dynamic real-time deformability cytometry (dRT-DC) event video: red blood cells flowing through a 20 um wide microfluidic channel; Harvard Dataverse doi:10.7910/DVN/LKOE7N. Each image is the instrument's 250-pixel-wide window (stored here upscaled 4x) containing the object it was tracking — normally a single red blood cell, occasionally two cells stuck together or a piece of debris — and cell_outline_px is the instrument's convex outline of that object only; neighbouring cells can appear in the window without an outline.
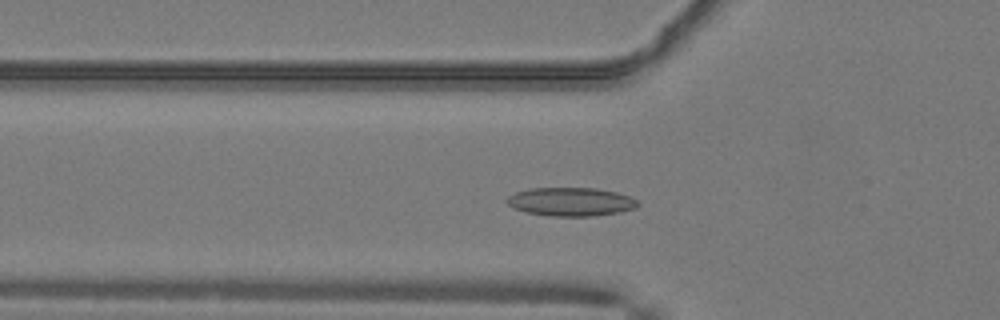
{"species": "common noctule bat (a hibernating species)", "species_latin": "Nyctalus noctula", "temperature_condition": "warm", "stored_images_in_passage": 43, "camera_frame_rate_fps": 3000, "um_per_image_px": 0.085, "animal": {"sex": "male", "body_mass_g": 19.2, "forearm_length_mm": 51.8}, "frame": {"image": 1, "passage_image": 9, "time_ms": 2.667, "image_size_px": [1000, 320], "cell_outline_px": [[640, 204], [636, 208], [620, 212], [592, 216], [548, 216], [524, 212], [512, 208], [504, 200], [508, 196], [516, 192], [528, 188], [596, 188], [616, 192], [628, 196], [636, 200]], "centroid_in_image_um": [48.48, 17.15], "position_along_channel_um": 77.3, "area_um2": 21.96}}
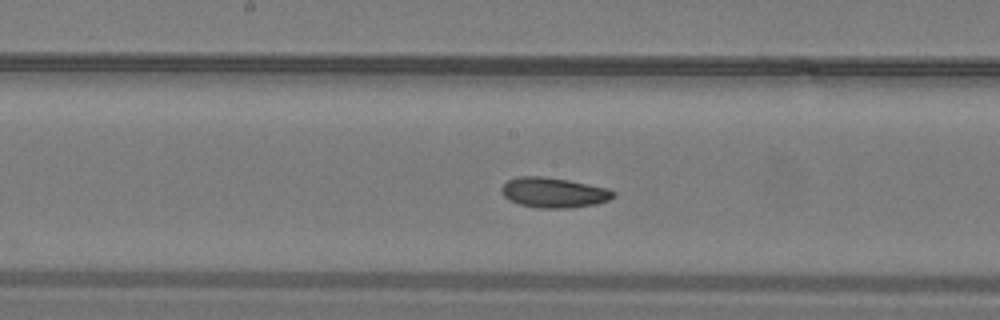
{"frame": {"image": 2, "passage_image": 18, "time_ms": 5.667, "image_size_px": [1000, 320], "cell_outline_px": [[616, 196], [608, 200], [596, 204], [568, 208], [540, 208], [520, 204], [508, 200], [500, 192], [500, 188], [508, 180], [520, 176], [544, 176], [568, 180], [608, 188], [616, 192]], "centroid_in_image_um": [47.07, 16.37], "position_along_channel_um": 201.1, "area_um2": 19.71}}
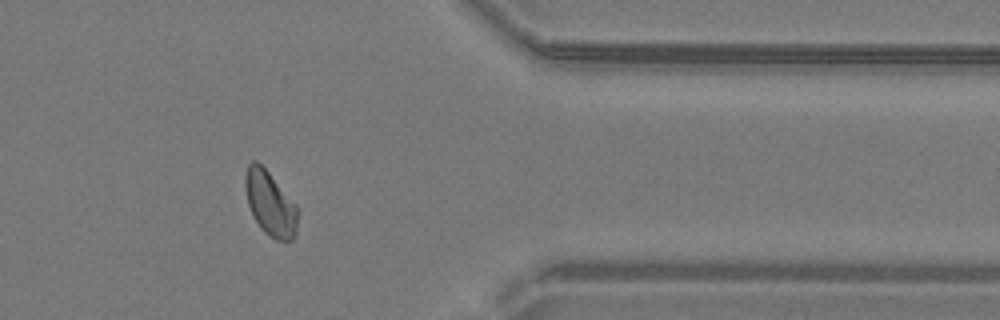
{"frame": {"image": 3, "passage_image": 33, "time_ms": 10.667, "image_size_px": [1000, 320], "cell_outline_px": [[300, 212], [296, 232], [292, 240], [276, 240], [268, 236], [260, 228], [252, 216], [248, 204], [244, 188], [244, 176], [248, 164], [252, 160], [256, 160], [268, 172], [300, 208]], "centroid_in_image_um": [22.97, 17.32], "position_along_channel_um": 388.4, "area_um2": 20.17}, "authors_computed_cell_mechanics": {"area_um2": 19.4208, "velocity_mm_per_s": 4.0856, "shape_relaxation_time_tau1_ms": null, "shape_relaxation_time_tau2_ms": 1.7152, "deformation_change_tau1": null, "deformation_change_tau2": 0.0585}}